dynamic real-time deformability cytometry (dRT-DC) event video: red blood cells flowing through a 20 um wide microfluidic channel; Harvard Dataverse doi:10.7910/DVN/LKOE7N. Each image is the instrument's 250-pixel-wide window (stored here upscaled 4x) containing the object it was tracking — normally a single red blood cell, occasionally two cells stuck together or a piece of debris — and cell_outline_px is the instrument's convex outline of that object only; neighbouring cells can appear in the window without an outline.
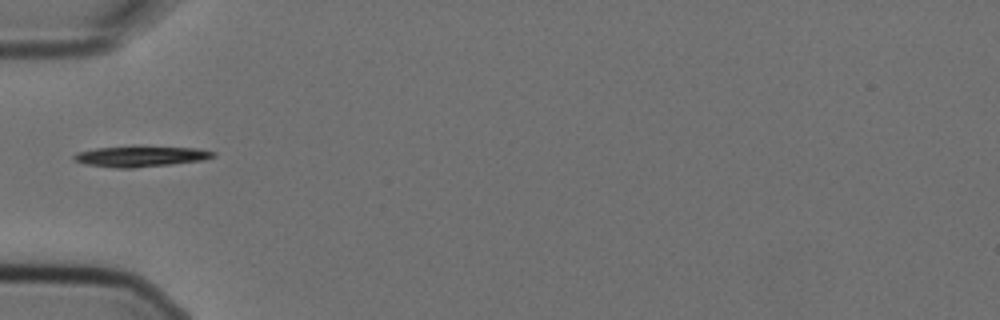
{"species": "Egyptian fruit bat (a non-hibernating species)", "species_latin": "Rousettus aegyptiacus", "temperature_condition": "cold", "stored_images_in_passage": 1, "camera_frame_rate_fps": 3000, "um_per_image_px": 0.085, "animal": {"sex": "female"}, "frame": {"image": 1, "passage_image": 1, "time_ms": 0.0, "image_size_px": [1000, 320], "cell_outline_px": [[216, 156], [204, 160], [132, 168], [116, 168], [84, 164], [76, 160], [72, 156], [76, 152], [96, 148], [196, 148], [216, 152]], "centroid_in_image_um": [11.94, 13.32], "position_along_channel_um": 73.1, "area_um2": 16.01}}